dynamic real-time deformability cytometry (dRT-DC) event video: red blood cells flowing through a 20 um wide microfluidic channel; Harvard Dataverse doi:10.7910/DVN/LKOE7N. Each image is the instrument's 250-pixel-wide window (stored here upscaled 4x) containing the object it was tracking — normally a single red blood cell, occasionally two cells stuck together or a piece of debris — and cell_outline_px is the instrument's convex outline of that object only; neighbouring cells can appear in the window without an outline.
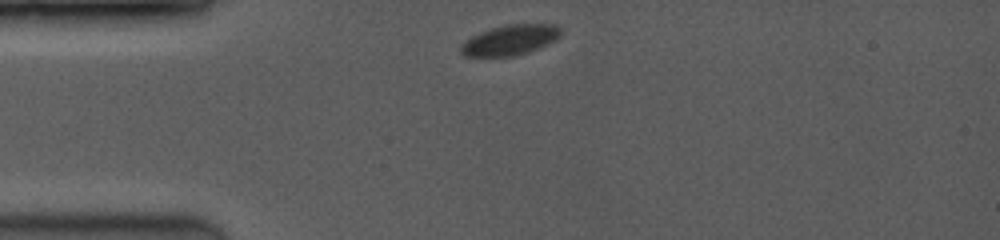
{"species": "common noctule bat (a hibernating species)", "species_latin": "Nyctalus noctula", "temperature_condition": "room temperature", "stored_images_in_passage": 39, "camera_frame_rate_fps": 3500, "um_per_image_px": 0.085, "animal": {"sex": "female", "body_mass_g": 19.0, "forearm_length_mm": 53.3}, "frame": {"image": 1, "passage_image": 1, "time_ms": 0.0, "image_size_px": [1000, 240], "cell_outline_px": [[560, 36], [556, 40], [516, 56], [464, 56], [460, 52], [460, 48], [464, 40], [480, 32], [504, 24], [556, 24], [560, 28]], "centroid_in_image_um": [43.33, 3.39], "position_along_channel_um": 41.7, "area_um2": 17.51}}
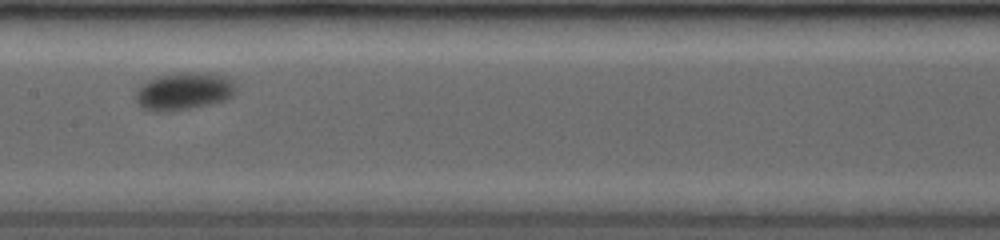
{"frame": {"image": 2, "passage_image": 16, "time_ms": 4.286, "image_size_px": [1000, 240], "cell_outline_px": [[232, 96], [224, 100], [208, 104], [188, 108], [164, 112], [152, 112], [140, 108], [136, 100], [136, 92], [140, 84], [148, 80], [160, 76], [188, 72], [192, 72], [228, 76], [232, 80]], "centroid_in_image_um": [15.54, 7.77], "position_along_channel_um": 191.9, "area_um2": 21.5}}
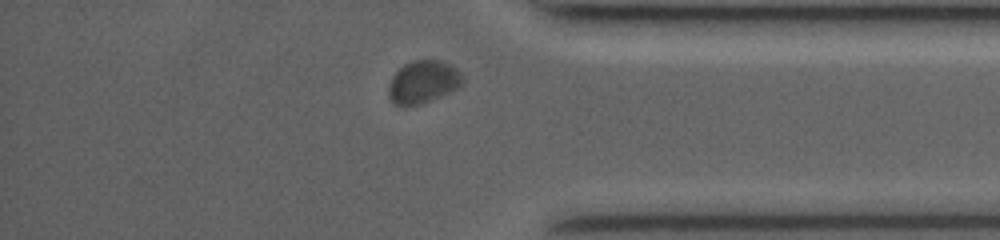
{"frame": {"image": 3, "passage_image": 35, "time_ms": 9.714, "image_size_px": [1000, 240], "cell_outline_px": [[464, 80], [460, 88], [420, 104], [392, 104], [388, 96], [388, 84], [392, 76], [404, 64], [412, 60], [440, 60], [456, 68], [464, 76]], "centroid_in_image_um": [35.97, 6.95], "position_along_channel_um": 399.2, "area_um2": 18.44}, "authors_computed_cell_mechanics": {"area_um2": 19.7098, "velocity_mm_per_s": 3.8676, "shape_relaxation_time_tau1_ms": 1.0153, "shape_relaxation_time_tau2_ms": null, "deformation_change_tau1": 0.0688, "deformation_change_tau2": null}}